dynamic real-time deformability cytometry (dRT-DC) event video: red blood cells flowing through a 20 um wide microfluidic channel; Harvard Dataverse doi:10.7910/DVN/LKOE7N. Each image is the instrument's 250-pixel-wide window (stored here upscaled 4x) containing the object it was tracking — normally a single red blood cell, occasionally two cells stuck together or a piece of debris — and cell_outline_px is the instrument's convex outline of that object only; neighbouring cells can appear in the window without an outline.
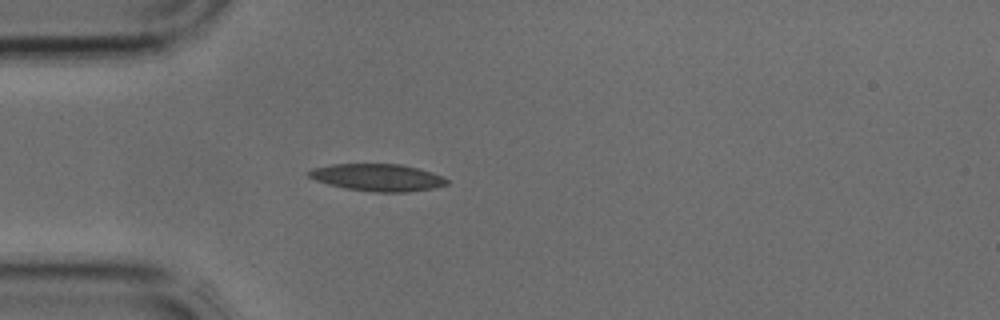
{"species": "common noctule bat (a hibernating species)", "species_latin": "Nyctalus noctula", "temperature_condition": "cold", "stored_images_in_passage": 4, "camera_frame_rate_fps": 3000, "um_per_image_px": 0.085, "animal": {"sex": "male", "body_mass_g": 17.9, "forearm_length_mm": 54.2}, "frame": {"image": 1, "passage_image": 4, "time_ms": 1.0, "image_size_px": [1000, 320], "cell_outline_px": [[448, 184], [432, 188], [408, 192], [376, 192], [344, 188], [328, 184], [316, 180], [308, 176], [308, 172], [312, 168], [332, 164], [400, 164], [432, 172], [444, 176], [448, 180]], "centroid_in_image_um": [32.1, 15.08], "position_along_channel_um": 52.9, "area_um2": 21.79}}